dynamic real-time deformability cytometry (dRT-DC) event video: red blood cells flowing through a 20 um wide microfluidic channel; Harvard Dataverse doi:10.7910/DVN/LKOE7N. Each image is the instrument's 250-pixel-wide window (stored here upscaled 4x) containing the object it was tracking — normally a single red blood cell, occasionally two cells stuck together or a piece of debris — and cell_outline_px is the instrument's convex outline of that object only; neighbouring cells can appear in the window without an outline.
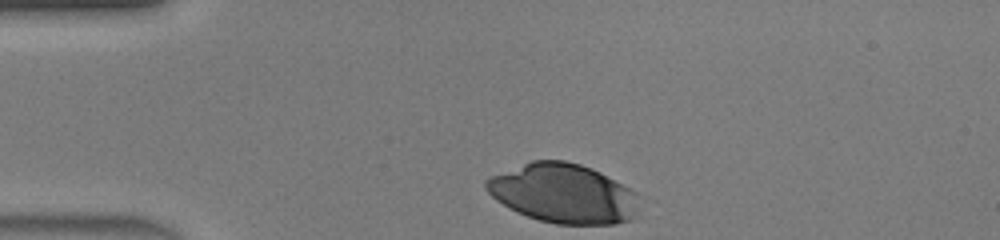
{"species": "human", "species_latin": "Homo sapiens", "temperature_condition": "warm", "stored_images_in_passage": 28, "camera_frame_rate_fps": 3000, "um_per_image_px": 0.085, "donor": {"sex": "male"}, "frame": {"image": 1, "passage_image": 1, "time_ms": 0.0, "image_size_px": [1000, 240], "cell_outline_px": [[636, 192], [632, 220], [616, 224], [556, 224], [540, 220], [516, 212], [508, 208], [496, 200], [484, 188], [484, 180], [492, 176], [532, 160], [564, 160], [580, 164], [592, 168], [600, 172]], "centroid_in_image_um": [47.82, 16.44], "position_along_channel_um": 37.2, "area_um2": 52.37}}
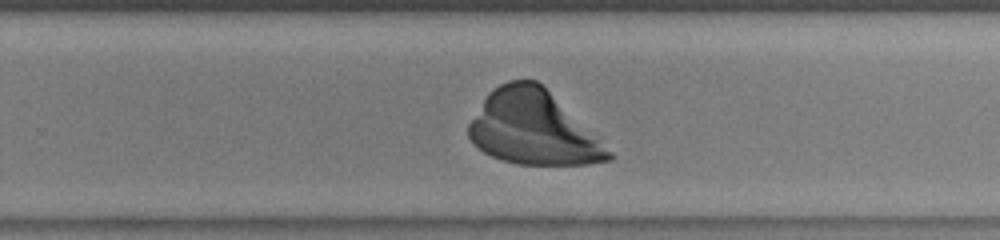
{"frame": {"image": 2, "passage_image": 21, "time_ms": 6.667, "image_size_px": [1000, 240], "cell_outline_px": [[612, 160], [588, 164], [516, 164], [492, 156], [484, 152], [472, 144], [468, 136], [468, 124], [488, 92], [492, 88], [508, 80], [536, 80], [612, 152]], "centroid_in_image_um": [45.24, 10.89], "position_along_channel_um": 284.6, "area_um2": 59.13}}